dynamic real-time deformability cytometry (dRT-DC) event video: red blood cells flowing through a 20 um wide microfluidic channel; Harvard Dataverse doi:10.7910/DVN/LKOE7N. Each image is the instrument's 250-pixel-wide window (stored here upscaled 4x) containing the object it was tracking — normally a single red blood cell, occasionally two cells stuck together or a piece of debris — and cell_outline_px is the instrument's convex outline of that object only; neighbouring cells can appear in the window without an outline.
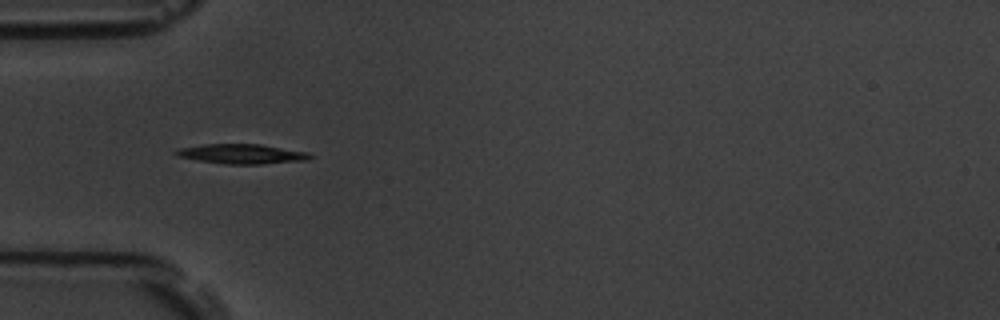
{"species": "common noctule bat (a hibernating species)", "species_latin": "Nyctalus noctula", "temperature_condition": "room temperature", "stored_images_in_passage": 4, "camera_frame_rate_fps": 3000, "um_per_image_px": 0.085, "animal": {"sex": "male", "body_mass_g": 19.5, "forearm_length_mm": 54.6}, "frame": {"image": 1, "passage_image": 3, "time_ms": 2.333, "image_size_px": [1000, 320], "cell_outline_px": [[316, 156], [308, 160], [260, 164], [224, 164], [176, 156], [172, 152], [180, 148], [204, 144], [260, 144], [308, 152]], "centroid_in_image_um": [20.59, 13.08], "position_along_channel_um": 64.4, "area_um2": 15.43}}
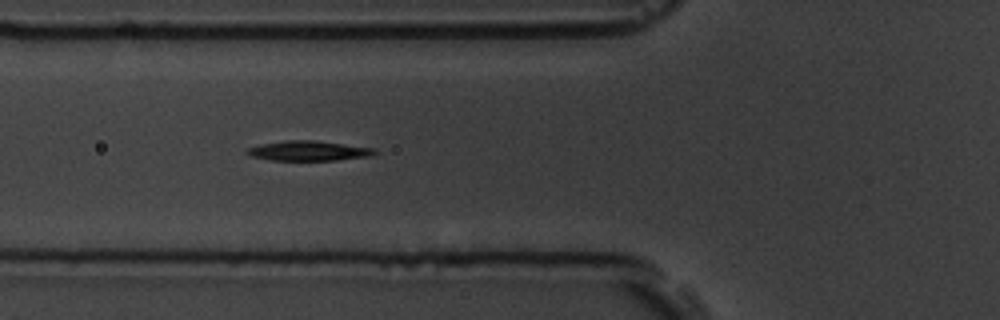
{"frame": {"image": 2, "passage_image": 4, "time_ms": 3.333, "image_size_px": [1000, 320], "cell_outline_px": [[380, 152], [368, 156], [336, 160], [272, 160], [252, 156], [244, 152], [248, 148], [260, 144], [284, 140], [312, 140], [376, 148]], "centroid_in_image_um": [26.24, 12.81], "position_along_channel_um": 99.6, "area_um2": 14.74}}